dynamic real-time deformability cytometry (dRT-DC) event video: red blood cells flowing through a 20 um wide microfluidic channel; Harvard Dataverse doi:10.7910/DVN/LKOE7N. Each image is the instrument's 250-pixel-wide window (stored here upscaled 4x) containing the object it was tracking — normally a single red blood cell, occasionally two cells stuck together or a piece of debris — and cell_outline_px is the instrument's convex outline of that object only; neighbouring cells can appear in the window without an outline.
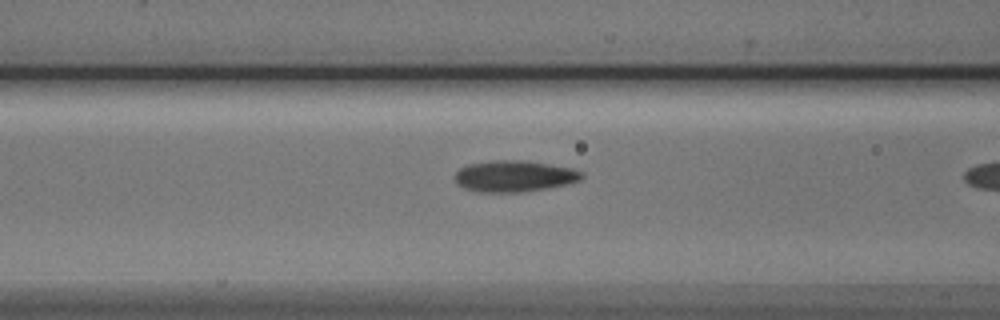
{"species": "Egyptian fruit bat (a non-hibernating species)", "species_latin": "Rousettus aegyptiacus", "temperature_condition": "cold", "stored_images_in_passage": 9, "camera_frame_rate_fps": 3000, "um_per_image_px": 0.085, "animal": {"sex": "male"}, "frame": {"image": 1, "passage_image": 8, "time_ms": 2.333, "image_size_px": [1000, 320], "cell_outline_px": [[584, 176], [580, 180], [564, 184], [544, 188], [520, 192], [476, 192], [464, 188], [456, 184], [456, 172], [460, 168], [468, 164], [496, 160], [520, 160], [548, 164], [572, 168], [584, 172]], "centroid_in_image_um": [43.69, 14.97], "position_along_channel_um": 122.9, "area_um2": 22.95}}